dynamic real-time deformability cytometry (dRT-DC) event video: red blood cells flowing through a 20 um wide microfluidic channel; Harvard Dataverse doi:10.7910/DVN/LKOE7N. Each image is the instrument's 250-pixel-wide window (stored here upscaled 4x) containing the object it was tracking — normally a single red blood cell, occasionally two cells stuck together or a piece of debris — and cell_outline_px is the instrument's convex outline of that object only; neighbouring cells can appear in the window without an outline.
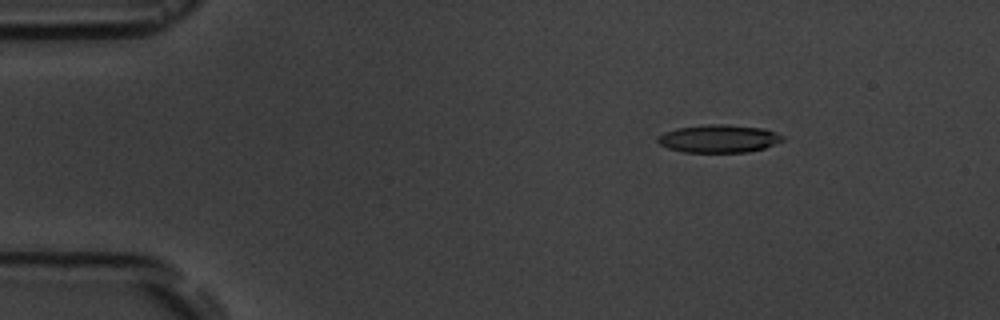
{"species": "common noctule bat (a hibernating species)", "species_latin": "Nyctalus noctula", "temperature_condition": "room temperature", "stored_images_in_passage": 5, "camera_frame_rate_fps": 3000, "um_per_image_px": 0.085, "animal": {"sex": "male", "body_mass_g": 19.5, "forearm_length_mm": 54.6}, "frame": {"image": 1, "passage_image": 3, "time_ms": 2.333, "image_size_px": [1000, 320], "cell_outline_px": [[784, 140], [764, 148], [748, 152], [684, 152], [668, 148], [660, 144], [656, 140], [656, 136], [664, 132], [676, 128], [708, 124], [728, 124], [764, 128], [784, 136]], "centroid_in_image_um": [61.08, 11.78], "position_along_channel_um": 23.9, "area_um2": 20.4}}